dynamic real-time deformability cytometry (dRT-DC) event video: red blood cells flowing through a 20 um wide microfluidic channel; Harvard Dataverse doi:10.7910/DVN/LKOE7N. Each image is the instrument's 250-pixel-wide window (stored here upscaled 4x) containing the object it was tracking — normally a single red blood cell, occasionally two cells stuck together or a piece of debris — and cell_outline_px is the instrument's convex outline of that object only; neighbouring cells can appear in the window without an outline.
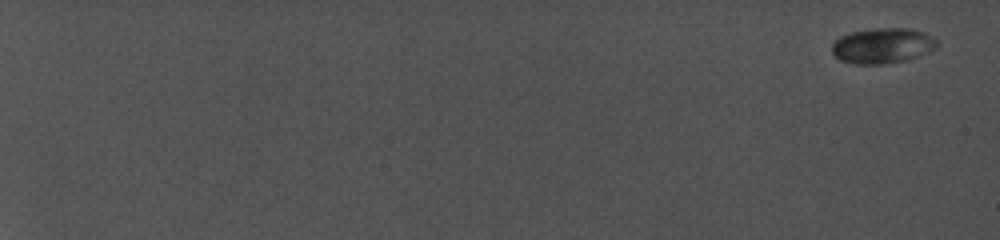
{"species": "common noctule bat (a hibernating species)", "species_latin": "Nyctalus noctula", "temperature_condition": "cold", "stored_images_in_passage": 9, "camera_frame_rate_fps": 5000, "um_per_image_px": 0.085, "animal": {"sex": "female", "body_mass_g": 19.0, "forearm_length_mm": 56.7}, "frame": {"image": 1, "passage_image": 1, "time_ms": 0.0, "image_size_px": [1000, 240], "cell_outline_px": [[940, 44], [936, 48], [928, 52], [904, 60], [880, 64], [860, 64], [840, 60], [832, 52], [832, 44], [840, 36], [852, 32], [876, 28], [908, 28], [924, 32], [936, 40]], "centroid_in_image_um": [75.02, 3.87], "position_along_channel_um": 10.0, "area_um2": 21.39}}
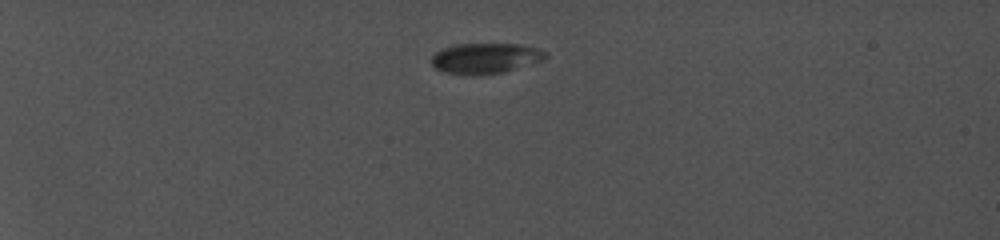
{"frame": {"image": 2, "passage_image": 6, "time_ms": 5.8, "image_size_px": [1000, 240], "cell_outline_px": [[548, 56], [544, 60], [504, 72], [480, 76], [468, 76], [444, 72], [436, 68], [432, 64], [432, 56], [436, 52], [444, 48], [460, 44], [520, 44], [536, 48], [544, 52]], "centroid_in_image_um": [41.26, 4.98], "position_along_channel_um": 43.7, "area_um2": 20.35}}
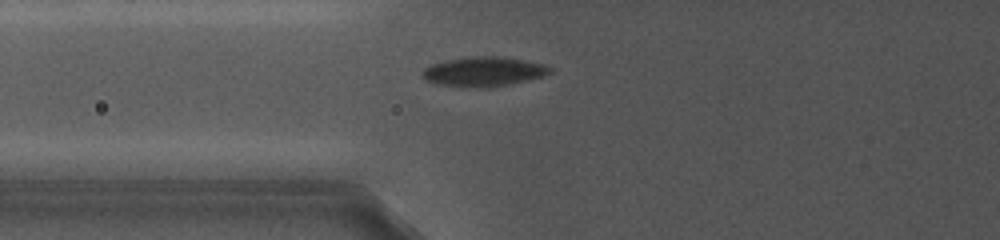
{"frame": {"image": 3, "passage_image": 9, "time_ms": 9.2, "image_size_px": [1000, 240], "cell_outline_px": [[552, 72], [544, 76], [508, 84], [484, 88], [468, 88], [436, 84], [428, 80], [424, 76], [424, 68], [432, 64], [444, 60], [472, 56], [496, 56], [524, 60], [540, 64], [552, 68]], "centroid_in_image_um": [41.09, 6.09], "position_along_channel_um": 84.7, "area_um2": 21.79}}